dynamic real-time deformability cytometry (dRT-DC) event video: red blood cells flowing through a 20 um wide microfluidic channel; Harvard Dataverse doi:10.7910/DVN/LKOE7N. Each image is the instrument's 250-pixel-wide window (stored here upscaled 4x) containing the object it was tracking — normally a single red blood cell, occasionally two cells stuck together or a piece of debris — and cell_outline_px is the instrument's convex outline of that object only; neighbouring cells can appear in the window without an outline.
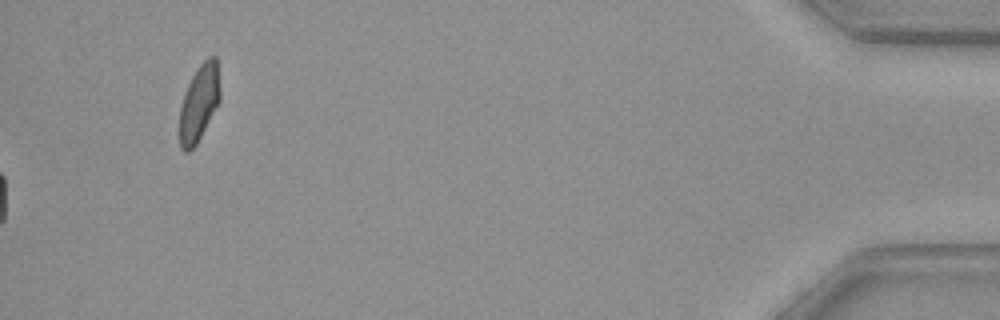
{"species": "common noctule bat (a hibernating species)", "species_latin": "Nyctalus noctula", "temperature_condition": "warm", "stored_images_in_passage": 51, "camera_frame_rate_fps": 3000, "um_per_image_px": 0.085, "animal": {"sex": "female", "body_mass_g": 29.2, "forearm_length_mm": 56.3}, "frame": {"image": 1, "passage_image": 51, "time_ms": 16.667, "image_size_px": [1000, 320], "cell_outline_px": [[220, 100], [196, 144], [188, 152], [184, 152], [180, 148], [180, 108], [188, 84], [196, 68], [208, 56], [216, 56], [220, 88]], "centroid_in_image_um": [16.93, 8.73], "position_along_channel_um": 418.3, "area_um2": 17.8}}